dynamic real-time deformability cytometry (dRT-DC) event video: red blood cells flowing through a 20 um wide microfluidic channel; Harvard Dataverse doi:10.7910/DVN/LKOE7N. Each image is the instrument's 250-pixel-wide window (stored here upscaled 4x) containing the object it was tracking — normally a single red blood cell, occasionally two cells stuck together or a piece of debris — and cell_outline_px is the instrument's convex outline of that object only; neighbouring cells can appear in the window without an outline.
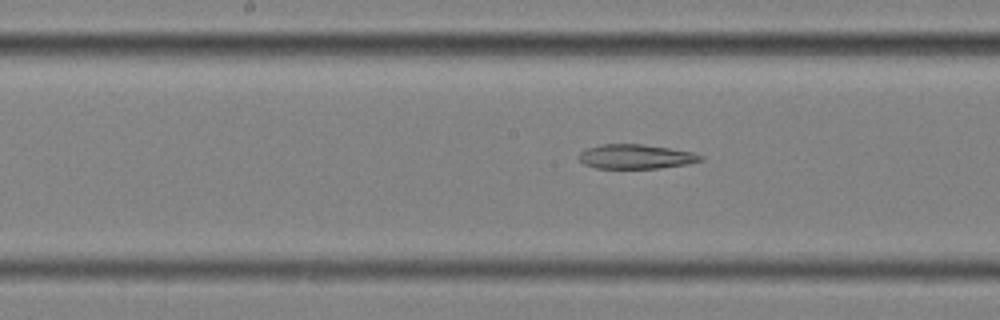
{"species": "common noctule bat (a hibernating species)", "species_latin": "Nyctalus noctula", "temperature_condition": "cold", "stored_images_in_passage": 57, "segment_of_instrument_passage": [2, 2], "camera_frame_rate_fps": 3000, "um_per_image_px": 0.085, "animal": {"sex": "female", "body_mass_g": 25.1}, "frame": {"image": 1, "passage_image": 29, "time_ms": 9.333, "image_size_px": [1000, 320], "cell_outline_px": [[704, 160], [688, 164], [660, 168], [596, 168], [584, 164], [580, 160], [580, 152], [588, 148], [600, 144], [640, 144], [668, 148], [692, 152], [704, 156]], "centroid_in_image_um": [54.07, 13.31], "position_along_channel_um": 194.1, "area_um2": 17.22}}
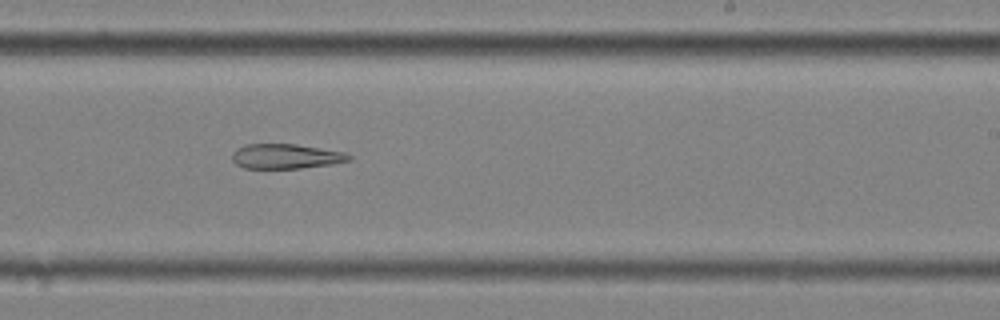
{"frame": {"image": 2, "passage_image": 35, "time_ms": 11.333, "image_size_px": [1000, 320], "cell_outline_px": [[352, 160], [332, 164], [300, 168], [244, 168], [236, 164], [232, 160], [232, 152], [236, 148], [244, 144], [296, 144], [344, 152], [352, 156]], "centroid_in_image_um": [24.28, 13.28], "position_along_channel_um": 264.7, "area_um2": 16.94}}
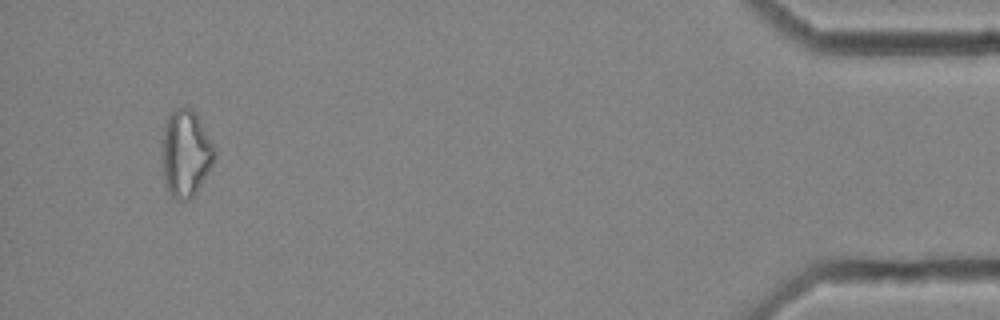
{"frame": {"image": 3, "passage_image": 54, "time_ms": 17.667, "image_size_px": [1000, 320], "cell_outline_px": [[216, 156], [212, 164], [196, 192], [188, 200], [176, 200], [168, 192], [164, 184], [164, 124], [168, 116], [176, 108], [192, 108], [196, 112], [216, 148]], "centroid_in_image_um": [15.82, 13.03], "position_along_channel_um": 419.4, "area_um2": 26.24}}